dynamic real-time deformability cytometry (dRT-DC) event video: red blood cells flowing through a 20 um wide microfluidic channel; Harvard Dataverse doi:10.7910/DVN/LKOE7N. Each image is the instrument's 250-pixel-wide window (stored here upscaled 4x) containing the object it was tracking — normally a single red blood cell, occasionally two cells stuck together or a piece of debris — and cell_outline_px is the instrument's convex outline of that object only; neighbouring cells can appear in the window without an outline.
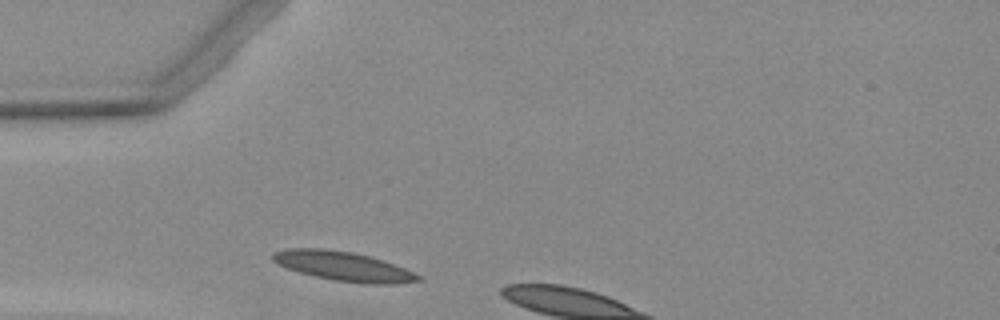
{"species": "Egyptian fruit bat (a non-hibernating species)", "species_latin": "Rousettus aegyptiacus", "temperature_condition": "warm", "stored_images_in_passage": 2, "camera_frame_rate_fps": 3000, "um_per_image_px": 0.085, "animal": {"sex": "female"}, "frame": {"image": 1, "passage_image": 1, "time_ms": 0.0, "image_size_px": [1000, 320], "cell_outline_px": [[420, 280], [392, 284], [364, 284], [332, 280], [300, 272], [276, 264], [272, 260], [272, 252], [288, 248], [320, 248], [352, 252], [368, 256], [404, 268], [420, 276]], "centroid_in_image_um": [29.11, 22.63], "position_along_channel_um": 55.9, "area_um2": 24.57}}